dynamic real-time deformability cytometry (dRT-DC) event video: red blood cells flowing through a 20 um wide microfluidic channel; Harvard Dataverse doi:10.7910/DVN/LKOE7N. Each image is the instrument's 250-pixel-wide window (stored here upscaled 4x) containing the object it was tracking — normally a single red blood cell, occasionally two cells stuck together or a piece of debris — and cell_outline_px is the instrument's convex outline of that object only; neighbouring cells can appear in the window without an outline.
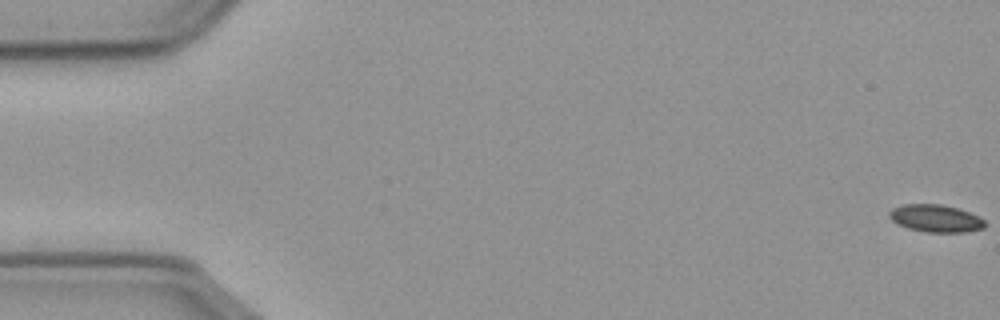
{"species": "common noctule bat (a hibernating species)", "species_latin": "Nyctalus noctula", "temperature_condition": "cold", "stored_images_in_passage": 58, "camera_frame_rate_fps": 3000, "um_per_image_px": 0.085, "animal": {"sex": "male", "body_mass_g": 23.1, "forearm_length_mm": 52.7}, "frame": {"image": 1, "passage_image": 1, "time_ms": 0.0, "image_size_px": [1000, 320], "cell_outline_px": [[984, 228], [964, 232], [928, 232], [908, 228], [896, 224], [888, 216], [888, 212], [892, 208], [904, 204], [940, 204], [956, 208], [980, 216], [984, 220]], "centroid_in_image_um": [79.5, 18.56], "position_along_channel_um": 5.5, "area_um2": 15.26}}
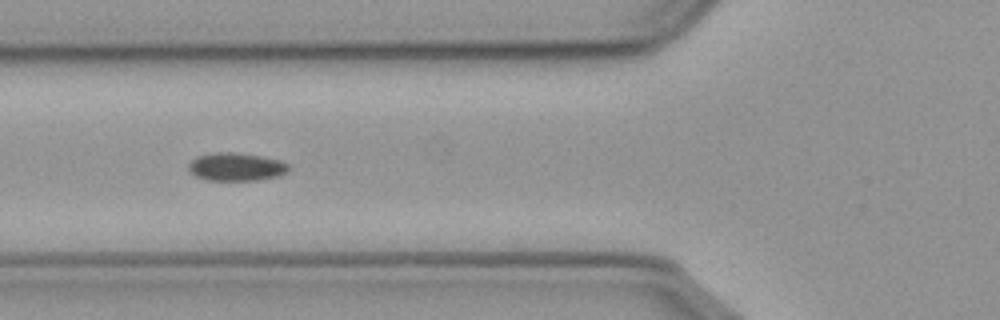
{"frame": {"image": 2, "passage_image": 22, "time_ms": 7.0, "image_size_px": [1000, 320], "cell_outline_px": [[288, 172], [276, 176], [256, 180], [204, 180], [188, 172], [188, 164], [196, 156], [216, 152], [232, 152], [260, 156], [280, 160], [288, 164]], "centroid_in_image_um": [20.02, 14.18], "position_along_channel_um": 105.8, "area_um2": 16.36}}
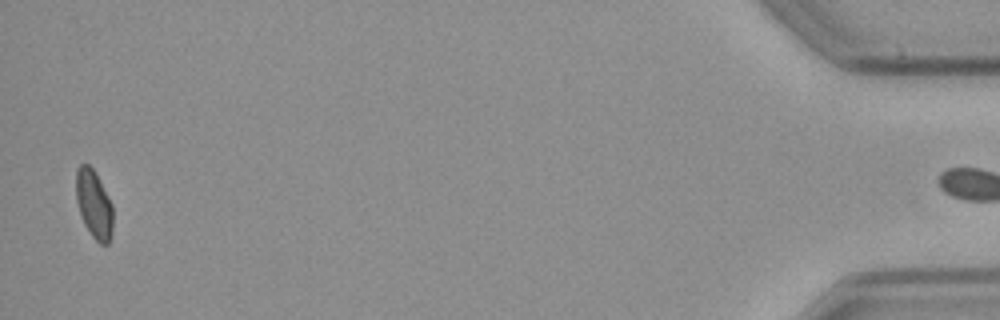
{"frame": {"image": 3, "passage_image": 57, "time_ms": 18.667, "image_size_px": [1000, 320], "cell_outline_px": [[112, 232], [108, 244], [100, 244], [92, 236], [84, 224], [76, 200], [76, 168], [80, 164], [88, 164], [96, 172], [112, 204]], "centroid_in_image_um": [7.98, 17.34], "position_along_channel_um": 427.2, "area_um2": 14.68}}